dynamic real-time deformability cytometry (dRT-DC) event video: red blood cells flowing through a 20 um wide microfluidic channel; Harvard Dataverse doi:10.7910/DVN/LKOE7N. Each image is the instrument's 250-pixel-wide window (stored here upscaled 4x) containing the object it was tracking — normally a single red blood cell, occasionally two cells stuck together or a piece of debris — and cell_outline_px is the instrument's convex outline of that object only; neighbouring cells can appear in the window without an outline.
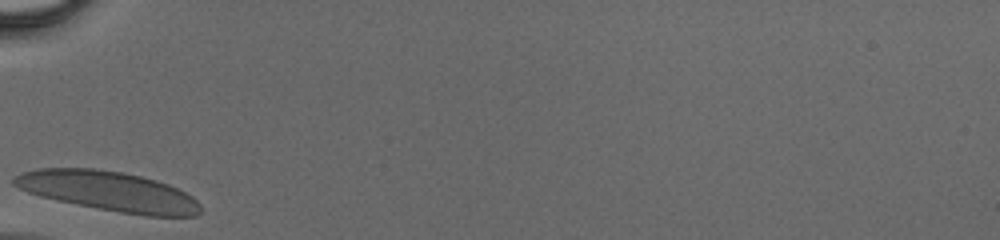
{"species": "human", "species_latin": "Homo sapiens", "temperature_condition": "cold", "stored_images_in_passage": 23, "camera_frame_rate_fps": 3000, "um_per_image_px": 0.085, "donor": {"sex": "male"}, "frame": {"image": 1, "passage_image": 1, "time_ms": 0.0, "image_size_px": [1000, 240], "cell_outline_px": [[200, 212], [196, 216], [144, 216], [120, 212], [76, 204], [56, 200], [40, 196], [28, 192], [12, 184], [12, 176], [20, 172], [40, 168], [96, 168], [120, 172], [140, 176], [156, 180], [168, 184], [192, 196], [200, 204]], "centroid_in_image_um": [9.2, 16.25], "position_along_channel_um": 75.8, "area_um2": 43.12}}
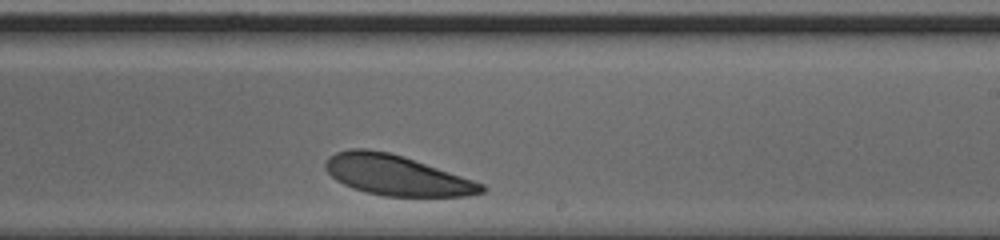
{"frame": {"image": 2, "passage_image": 14, "time_ms": 4.333, "image_size_px": [1000, 240], "cell_outline_px": [[488, 188], [484, 192], [468, 196], [384, 196], [352, 188], [336, 180], [324, 168], [324, 164], [328, 156], [336, 152], [352, 148], [364, 148], [388, 152], [404, 156], [484, 184]], "centroid_in_image_um": [33.69, 14.89], "position_along_channel_um": 255.3, "area_um2": 36.47}}
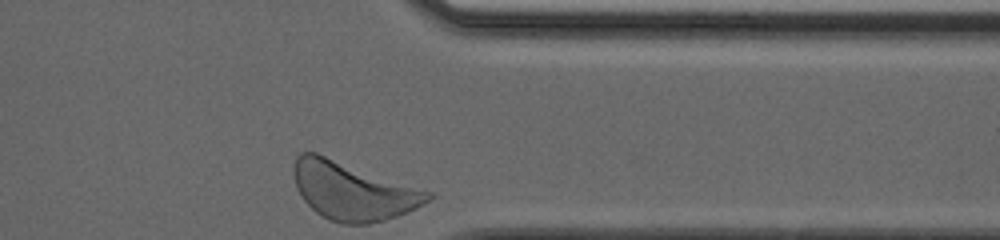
{"frame": {"image": 3, "passage_image": 23, "time_ms": 7.333, "image_size_px": [1000, 240], "cell_outline_px": [[436, 196], [416, 208], [396, 216], [384, 220], [368, 224], [340, 224], [328, 220], [316, 212], [304, 200], [296, 188], [292, 168], [296, 156], [300, 152], [316, 152], [432, 192]], "centroid_in_image_um": [29.97, 16.23], "position_along_channel_um": 381.4, "area_um2": 45.43}}